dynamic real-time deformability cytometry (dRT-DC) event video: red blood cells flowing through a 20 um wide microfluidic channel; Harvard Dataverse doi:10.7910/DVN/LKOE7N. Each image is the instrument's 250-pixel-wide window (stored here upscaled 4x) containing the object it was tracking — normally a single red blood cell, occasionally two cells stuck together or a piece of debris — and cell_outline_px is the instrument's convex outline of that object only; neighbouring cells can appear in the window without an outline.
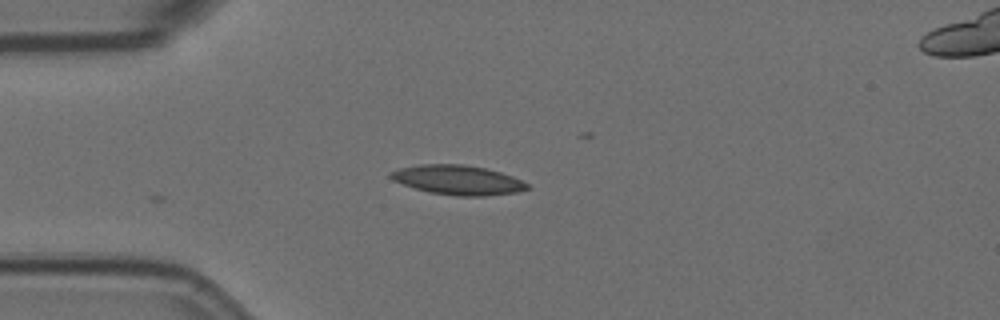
{"species": "Egyptian fruit bat (a non-hibernating species)", "species_latin": "Rousettus aegyptiacus", "temperature_condition": "room temperature", "stored_images_in_passage": 4, "camera_frame_rate_fps": 3000, "um_per_image_px": 0.085, "animal": {"sex": "female"}, "frame": {"image": 1, "passage_image": 4, "time_ms": 1.0, "image_size_px": [1000, 320], "cell_outline_px": [[528, 188], [520, 192], [484, 196], [456, 196], [428, 192], [392, 180], [388, 176], [388, 172], [400, 168], [420, 164], [464, 164], [484, 168], [500, 172], [512, 176], [528, 184]], "centroid_in_image_um": [38.89, 15.3], "position_along_channel_um": 46.1, "area_um2": 23.47}}